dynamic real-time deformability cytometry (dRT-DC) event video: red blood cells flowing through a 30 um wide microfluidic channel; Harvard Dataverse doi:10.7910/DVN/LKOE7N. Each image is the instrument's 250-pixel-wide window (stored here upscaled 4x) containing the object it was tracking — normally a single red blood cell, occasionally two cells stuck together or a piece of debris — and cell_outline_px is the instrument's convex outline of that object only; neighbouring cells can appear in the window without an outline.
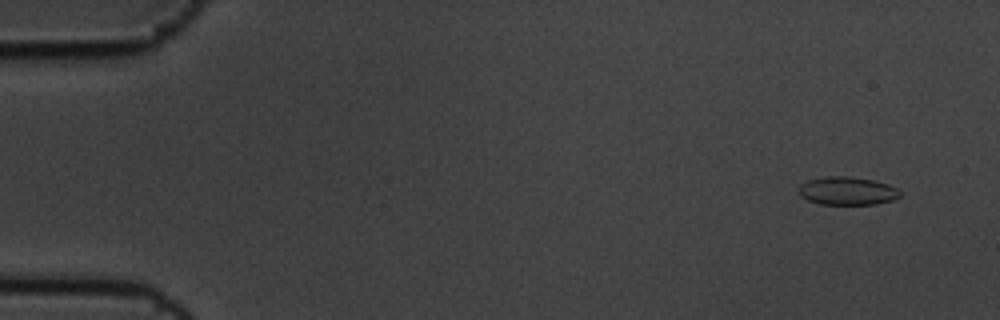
{"species": "common noctule bat (a hibernating species)", "species_latin": "Nyctalus noctula", "temperature_condition": "cold", "stored_images_in_passage": 7, "segment_of_instrument_passage": [1, 2], "camera_frame_rate_fps": 3000, "um_per_image_px": 0.085, "animal": {"sex": "male", "body_mass_g": 19.5, "forearm_length_mm": 54.6}, "frame": {"image": 1, "passage_image": 2, "time_ms": 0.333, "image_size_px": [1000, 320], "cell_outline_px": [[900, 196], [892, 200], [876, 204], [820, 204], [808, 200], [800, 196], [800, 184], [808, 180], [828, 176], [852, 176], [872, 180], [888, 184], [896, 188], [900, 192]], "centroid_in_image_um": [72.02, 16.22], "position_along_channel_um": 13.0, "area_um2": 16.53}}
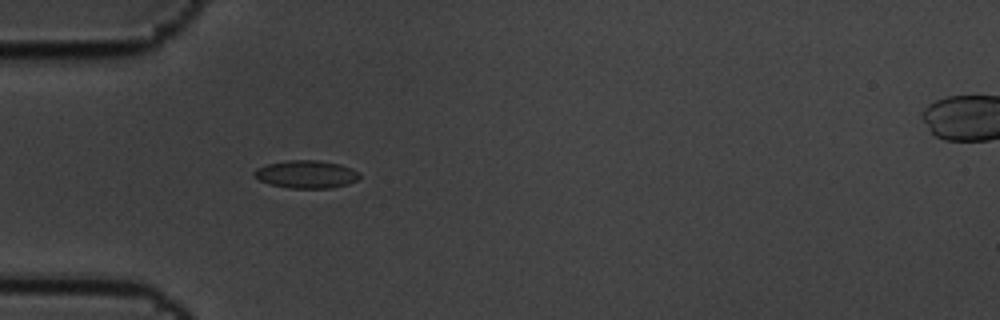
{"frame": {"image": 2, "passage_image": 6, "time_ms": 1.667, "image_size_px": [1000, 320], "cell_outline_px": [[360, 180], [348, 184], [332, 188], [288, 188], [268, 184], [260, 180], [252, 172], [256, 168], [268, 164], [288, 160], [316, 160], [340, 164], [352, 168], [360, 176]], "centroid_in_image_um": [26.05, 14.82], "position_along_channel_um": 59.0, "area_um2": 17.11}}